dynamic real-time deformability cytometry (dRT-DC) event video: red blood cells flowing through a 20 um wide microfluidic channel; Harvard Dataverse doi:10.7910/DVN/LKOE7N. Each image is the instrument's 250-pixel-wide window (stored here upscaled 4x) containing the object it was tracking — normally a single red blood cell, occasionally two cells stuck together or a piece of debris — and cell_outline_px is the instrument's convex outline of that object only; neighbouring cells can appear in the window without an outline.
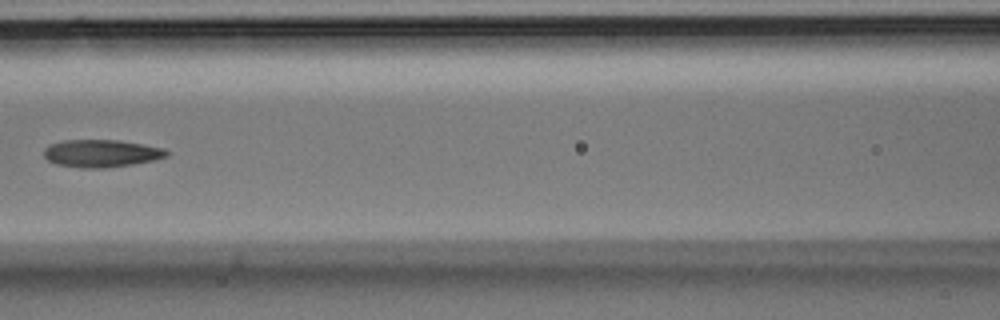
{"species": "Egyptian fruit bat (a non-hibernating species)", "species_latin": "Rousettus aegyptiacus", "temperature_condition": "room temperature", "stored_images_in_passage": 7, "camera_frame_rate_fps": 3000, "um_per_image_px": 0.085, "animal": {"sex": "male"}, "frame": {"image": 1, "passage_image": 5, "time_ms": 1.333, "image_size_px": [1000, 320], "cell_outline_px": [[168, 156], [152, 160], [132, 164], [104, 168], [84, 168], [56, 164], [48, 160], [44, 156], [44, 148], [48, 144], [64, 140], [120, 140], [164, 148], [168, 152]], "centroid_in_image_um": [8.58, 13.03], "position_along_channel_um": 158.0, "area_um2": 19.65}}
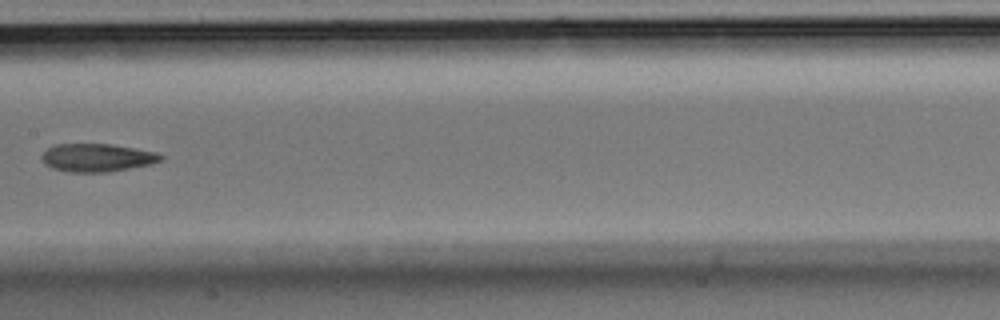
{"frame": {"image": 2, "passage_image": 6, "time_ms": 1.667, "image_size_px": [1000, 320], "cell_outline_px": [[164, 160], [152, 164], [108, 172], [72, 172], [52, 168], [44, 164], [40, 156], [48, 148], [56, 144], [112, 144], [156, 152], [164, 156]], "centroid_in_image_um": [8.27, 13.4], "position_along_channel_um": 199.1, "area_um2": 19.54}}
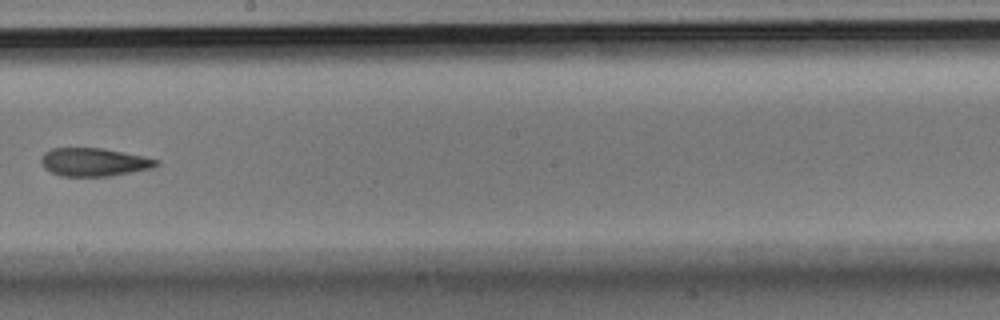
{"frame": {"image": 3, "passage_image": 7, "time_ms": 2.0, "image_size_px": [1000, 320], "cell_outline_px": [[160, 164], [152, 168], [112, 176], [60, 176], [44, 168], [40, 160], [40, 156], [44, 152], [52, 148], [100, 148], [160, 160]], "centroid_in_image_um": [7.95, 13.78], "position_along_channel_um": 240.2, "area_um2": 18.84}}